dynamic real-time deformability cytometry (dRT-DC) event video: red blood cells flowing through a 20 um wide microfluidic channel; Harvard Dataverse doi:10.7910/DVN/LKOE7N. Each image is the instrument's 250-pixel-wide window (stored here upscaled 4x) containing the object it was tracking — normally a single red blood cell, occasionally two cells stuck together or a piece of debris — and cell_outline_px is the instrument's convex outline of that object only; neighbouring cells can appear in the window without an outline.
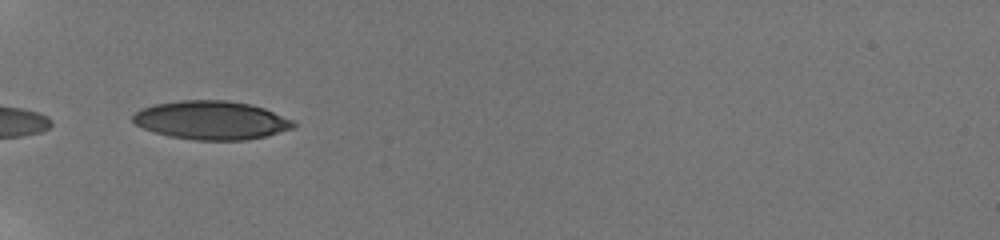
{"species": "human", "species_latin": "Homo sapiens", "temperature_condition": "room temperature", "stored_images_in_passage": 14, "camera_frame_rate_fps": 3000, "um_per_image_px": 0.085, "donor": {"sex": "male"}, "frame": {"image": 1, "passage_image": 1, "time_ms": 0.0, "image_size_px": [1000, 240], "cell_outline_px": [[296, 124], [292, 128], [268, 136], [244, 140], [196, 140], [168, 136], [144, 128], [136, 124], [132, 120], [132, 116], [140, 108], [156, 104], [180, 100], [228, 100], [248, 104], [264, 108], [292, 120]], "centroid_in_image_um": [17.95, 10.22], "position_along_channel_um": 67.0, "area_um2": 35.95}}
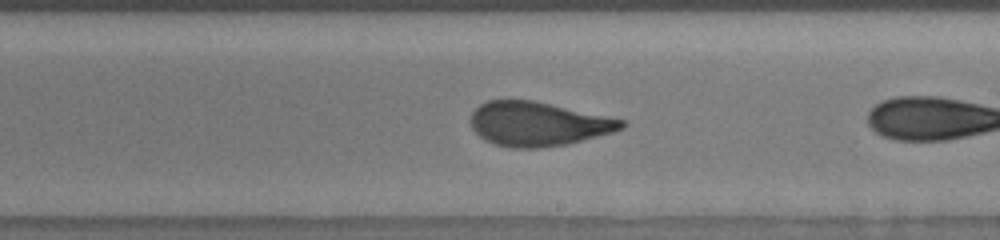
{"frame": {"image": 2, "passage_image": 12, "time_ms": 4.0, "image_size_px": [1000, 240], "cell_outline_px": [[628, 124], [624, 128], [612, 132], [568, 144], [540, 148], [512, 148], [492, 144], [484, 140], [472, 128], [472, 112], [480, 104], [488, 100], [532, 100], [624, 120]], "centroid_in_image_um": [45.72, 10.54], "position_along_channel_um": 243.3, "area_um2": 38.61}}